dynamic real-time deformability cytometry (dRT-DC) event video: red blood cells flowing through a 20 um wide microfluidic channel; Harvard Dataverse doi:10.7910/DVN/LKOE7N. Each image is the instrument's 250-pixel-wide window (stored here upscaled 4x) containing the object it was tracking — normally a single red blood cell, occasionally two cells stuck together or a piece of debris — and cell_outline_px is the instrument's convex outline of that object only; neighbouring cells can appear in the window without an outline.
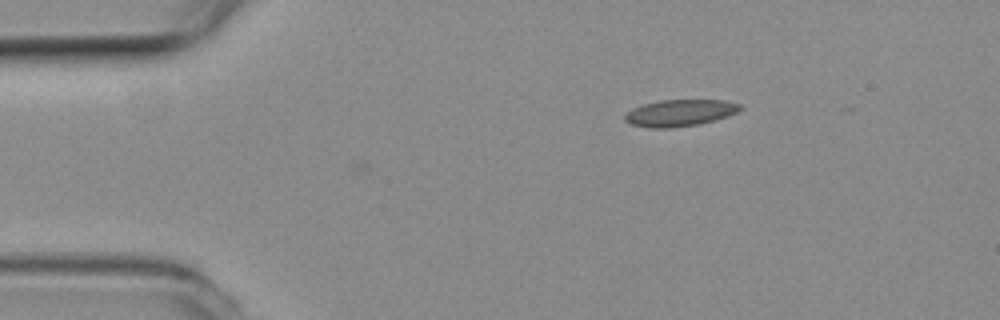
{"species": "common noctule bat (a hibernating species)", "species_latin": "Nyctalus noctula", "temperature_condition": "room temperature", "stored_images_in_passage": 3, "camera_frame_rate_fps": 3000, "um_per_image_px": 0.085, "animal": {"sex": "female", "body_mass_g": 19.3, "forearm_length_mm": 54.1}, "frame": {"image": 1, "passage_image": 3, "time_ms": 0.667, "image_size_px": [1000, 320], "cell_outline_px": [[744, 108], [728, 116], [716, 120], [700, 124], [672, 128], [648, 128], [632, 124], [624, 120], [624, 116], [628, 112], [644, 104], [660, 100], [724, 100], [740, 104]], "centroid_in_image_um": [57.83, 9.6], "position_along_channel_um": 27.2, "area_um2": 17.92}}